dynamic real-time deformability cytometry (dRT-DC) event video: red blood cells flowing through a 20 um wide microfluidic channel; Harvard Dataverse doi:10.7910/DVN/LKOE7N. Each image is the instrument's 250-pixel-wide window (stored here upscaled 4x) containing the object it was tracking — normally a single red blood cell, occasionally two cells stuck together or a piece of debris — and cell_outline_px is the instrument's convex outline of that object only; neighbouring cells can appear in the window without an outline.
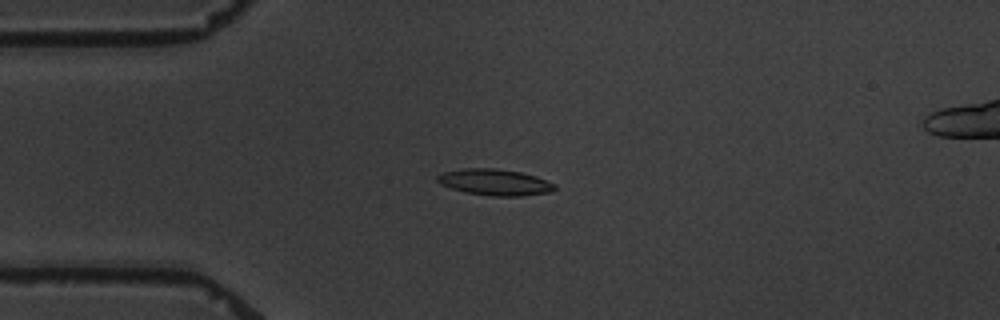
{"species": "common noctule bat (a hibernating species)", "species_latin": "Nyctalus noctula", "temperature_condition": "warm", "stored_images_in_passage": 5, "camera_frame_rate_fps": 3000, "um_per_image_px": 0.085, "animal": {"sex": "male", "body_mass_g": 19.5, "forearm_length_mm": 54.6}, "frame": {"image": 1, "passage_image": 2, "time_ms": 1.333, "image_size_px": [1000, 320], "cell_outline_px": [[556, 188], [552, 192], [524, 196], [492, 196], [464, 192], [440, 184], [436, 180], [436, 176], [444, 172], [464, 168], [496, 168], [520, 172], [536, 176], [556, 184]], "centroid_in_image_um": [42.08, 15.49], "position_along_channel_um": 42.9, "area_um2": 18.09}}
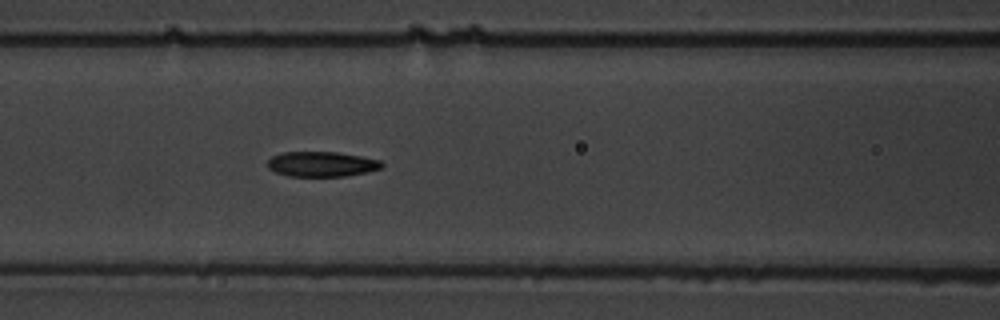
{"frame": {"image": 2, "passage_image": 5, "time_ms": 4.667, "image_size_px": [1000, 320], "cell_outline_px": [[384, 164], [380, 168], [368, 172], [344, 176], [288, 176], [276, 172], [268, 168], [268, 160], [272, 156], [284, 152], [336, 152], [360, 156], [380, 160]], "centroid_in_image_um": [27.34, 13.95], "position_along_channel_um": 139.3, "area_um2": 16.59}}